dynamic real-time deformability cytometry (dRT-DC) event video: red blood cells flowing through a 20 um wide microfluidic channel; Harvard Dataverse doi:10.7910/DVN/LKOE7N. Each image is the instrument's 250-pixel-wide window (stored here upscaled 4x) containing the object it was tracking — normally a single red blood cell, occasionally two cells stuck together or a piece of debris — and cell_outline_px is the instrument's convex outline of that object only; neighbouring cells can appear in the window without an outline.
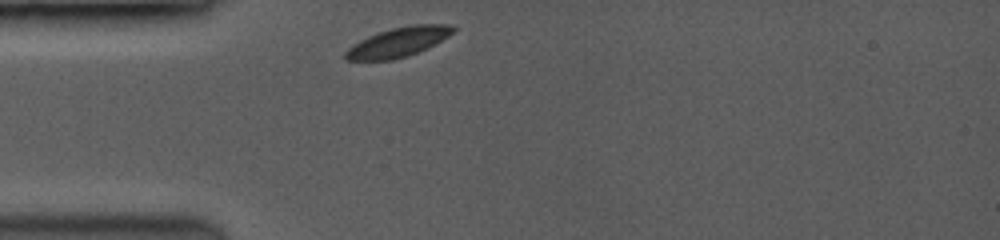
{"species": "common noctule bat (a hibernating species)", "species_latin": "Nyctalus noctula", "temperature_condition": "room temperature", "stored_images_in_passage": 6, "camera_frame_rate_fps": 3500, "um_per_image_px": 0.085, "animal": {"sex": "female", "body_mass_g": 19.0, "forearm_length_mm": 53.3}, "frame": {"image": 1, "passage_image": 1, "time_ms": 0.0, "image_size_px": [1000, 240], "cell_outline_px": [[456, 28], [448, 36], [408, 56], [392, 60], [344, 60], [344, 52], [352, 44], [368, 36], [392, 28], [408, 24], [452, 24]], "centroid_in_image_um": [33.81, 3.57], "position_along_channel_um": 51.2, "area_um2": 18.32}}